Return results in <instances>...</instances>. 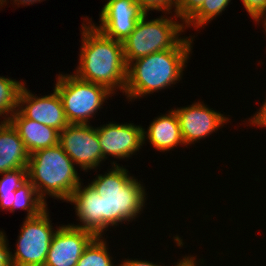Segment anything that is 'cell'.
<instances>
[{"label": "cell", "instance_id": "6da1fadb", "mask_svg": "<svg viewBox=\"0 0 266 266\" xmlns=\"http://www.w3.org/2000/svg\"><path fill=\"white\" fill-rule=\"evenodd\" d=\"M82 24V46L79 65L74 71L78 78L124 93L127 82V64L123 44L105 36L93 24Z\"/></svg>", "mask_w": 266, "mask_h": 266}, {"label": "cell", "instance_id": "7a4b0ae2", "mask_svg": "<svg viewBox=\"0 0 266 266\" xmlns=\"http://www.w3.org/2000/svg\"><path fill=\"white\" fill-rule=\"evenodd\" d=\"M140 182L113 161L108 173L97 175L90 183L101 197V237L109 226L132 221L143 211L146 189Z\"/></svg>", "mask_w": 266, "mask_h": 266}, {"label": "cell", "instance_id": "3957f363", "mask_svg": "<svg viewBox=\"0 0 266 266\" xmlns=\"http://www.w3.org/2000/svg\"><path fill=\"white\" fill-rule=\"evenodd\" d=\"M191 53V49H168L131 61L125 96L132 101L176 84L182 79Z\"/></svg>", "mask_w": 266, "mask_h": 266}, {"label": "cell", "instance_id": "277c9868", "mask_svg": "<svg viewBox=\"0 0 266 266\" xmlns=\"http://www.w3.org/2000/svg\"><path fill=\"white\" fill-rule=\"evenodd\" d=\"M27 178L45 202L47 195L67 202L81 183L74 162L59 143L30 154Z\"/></svg>", "mask_w": 266, "mask_h": 266}, {"label": "cell", "instance_id": "5b68a950", "mask_svg": "<svg viewBox=\"0 0 266 266\" xmlns=\"http://www.w3.org/2000/svg\"><path fill=\"white\" fill-rule=\"evenodd\" d=\"M145 13L137 22L134 30L122 42L126 64L152 53L168 49H191L193 38L179 37L185 23L174 21L176 18L160 16L148 20ZM148 20V21H146ZM180 33V34H179Z\"/></svg>", "mask_w": 266, "mask_h": 266}, {"label": "cell", "instance_id": "8992f818", "mask_svg": "<svg viewBox=\"0 0 266 266\" xmlns=\"http://www.w3.org/2000/svg\"><path fill=\"white\" fill-rule=\"evenodd\" d=\"M54 89L58 92L70 124H90L111 94L107 87L78 78L75 74H59ZM102 105V106H101Z\"/></svg>", "mask_w": 266, "mask_h": 266}, {"label": "cell", "instance_id": "52a82bcc", "mask_svg": "<svg viewBox=\"0 0 266 266\" xmlns=\"http://www.w3.org/2000/svg\"><path fill=\"white\" fill-rule=\"evenodd\" d=\"M48 208L32 218H25L21 226L16 252H9L12 266H44L53 238Z\"/></svg>", "mask_w": 266, "mask_h": 266}, {"label": "cell", "instance_id": "ba28073f", "mask_svg": "<svg viewBox=\"0 0 266 266\" xmlns=\"http://www.w3.org/2000/svg\"><path fill=\"white\" fill-rule=\"evenodd\" d=\"M58 143L81 170L96 169L105 160L97 129L89 124H69L59 132Z\"/></svg>", "mask_w": 266, "mask_h": 266}, {"label": "cell", "instance_id": "9c48e42d", "mask_svg": "<svg viewBox=\"0 0 266 266\" xmlns=\"http://www.w3.org/2000/svg\"><path fill=\"white\" fill-rule=\"evenodd\" d=\"M174 110L179 120L181 136L186 147L200 139L209 137L230 119L219 111L210 109L204 102H196L191 106L175 108Z\"/></svg>", "mask_w": 266, "mask_h": 266}, {"label": "cell", "instance_id": "30bf717a", "mask_svg": "<svg viewBox=\"0 0 266 266\" xmlns=\"http://www.w3.org/2000/svg\"><path fill=\"white\" fill-rule=\"evenodd\" d=\"M46 96H35L26 87L21 88L18 97V111L25 117L43 125L64 130L70 123L64 112L63 104L58 92Z\"/></svg>", "mask_w": 266, "mask_h": 266}, {"label": "cell", "instance_id": "8fae6325", "mask_svg": "<svg viewBox=\"0 0 266 266\" xmlns=\"http://www.w3.org/2000/svg\"><path fill=\"white\" fill-rule=\"evenodd\" d=\"M94 238L91 232L72 224L56 226L44 266H76Z\"/></svg>", "mask_w": 266, "mask_h": 266}, {"label": "cell", "instance_id": "7c38bea8", "mask_svg": "<svg viewBox=\"0 0 266 266\" xmlns=\"http://www.w3.org/2000/svg\"><path fill=\"white\" fill-rule=\"evenodd\" d=\"M100 148L104 159L108 156L124 159L129 158L143 147L142 126L134 123L109 124L96 127Z\"/></svg>", "mask_w": 266, "mask_h": 266}, {"label": "cell", "instance_id": "4fadbf2b", "mask_svg": "<svg viewBox=\"0 0 266 266\" xmlns=\"http://www.w3.org/2000/svg\"><path fill=\"white\" fill-rule=\"evenodd\" d=\"M144 14L135 0H108L100 13V25H93L105 36L123 42Z\"/></svg>", "mask_w": 266, "mask_h": 266}, {"label": "cell", "instance_id": "5bb4252c", "mask_svg": "<svg viewBox=\"0 0 266 266\" xmlns=\"http://www.w3.org/2000/svg\"><path fill=\"white\" fill-rule=\"evenodd\" d=\"M81 184L67 201L74 204L76 216L81 222V225L72 226L91 232L95 237H101V197L90 183L84 188Z\"/></svg>", "mask_w": 266, "mask_h": 266}, {"label": "cell", "instance_id": "9a60e30c", "mask_svg": "<svg viewBox=\"0 0 266 266\" xmlns=\"http://www.w3.org/2000/svg\"><path fill=\"white\" fill-rule=\"evenodd\" d=\"M30 154L10 121H0V174L27 169Z\"/></svg>", "mask_w": 266, "mask_h": 266}, {"label": "cell", "instance_id": "2e32d148", "mask_svg": "<svg viewBox=\"0 0 266 266\" xmlns=\"http://www.w3.org/2000/svg\"><path fill=\"white\" fill-rule=\"evenodd\" d=\"M9 121L18 131L29 154L58 144L59 132L56 129L25 118L18 110Z\"/></svg>", "mask_w": 266, "mask_h": 266}, {"label": "cell", "instance_id": "e0dca14e", "mask_svg": "<svg viewBox=\"0 0 266 266\" xmlns=\"http://www.w3.org/2000/svg\"><path fill=\"white\" fill-rule=\"evenodd\" d=\"M146 139L149 140L150 145L160 152L172 150L178 145H185L174 109H171L168 114L156 117L147 131L143 129V143Z\"/></svg>", "mask_w": 266, "mask_h": 266}, {"label": "cell", "instance_id": "ac0fdd59", "mask_svg": "<svg viewBox=\"0 0 266 266\" xmlns=\"http://www.w3.org/2000/svg\"><path fill=\"white\" fill-rule=\"evenodd\" d=\"M21 208L27 211L26 218L36 217L47 209L46 202L38 195L33 184L27 180L15 191V201L11 213Z\"/></svg>", "mask_w": 266, "mask_h": 266}, {"label": "cell", "instance_id": "d6986e66", "mask_svg": "<svg viewBox=\"0 0 266 266\" xmlns=\"http://www.w3.org/2000/svg\"><path fill=\"white\" fill-rule=\"evenodd\" d=\"M0 209L11 212L15 201V191L27 180V169H16L0 174Z\"/></svg>", "mask_w": 266, "mask_h": 266}, {"label": "cell", "instance_id": "ffe728a7", "mask_svg": "<svg viewBox=\"0 0 266 266\" xmlns=\"http://www.w3.org/2000/svg\"><path fill=\"white\" fill-rule=\"evenodd\" d=\"M24 84L26 83L0 76V116L4 118L3 121H9L17 111L19 93Z\"/></svg>", "mask_w": 266, "mask_h": 266}, {"label": "cell", "instance_id": "44dd1931", "mask_svg": "<svg viewBox=\"0 0 266 266\" xmlns=\"http://www.w3.org/2000/svg\"><path fill=\"white\" fill-rule=\"evenodd\" d=\"M108 251L104 237H95L84 249L76 266H116Z\"/></svg>", "mask_w": 266, "mask_h": 266}, {"label": "cell", "instance_id": "7402d4cb", "mask_svg": "<svg viewBox=\"0 0 266 266\" xmlns=\"http://www.w3.org/2000/svg\"><path fill=\"white\" fill-rule=\"evenodd\" d=\"M231 0H204L202 5L184 22L185 27H205L217 15L227 8Z\"/></svg>", "mask_w": 266, "mask_h": 266}, {"label": "cell", "instance_id": "603a6c76", "mask_svg": "<svg viewBox=\"0 0 266 266\" xmlns=\"http://www.w3.org/2000/svg\"><path fill=\"white\" fill-rule=\"evenodd\" d=\"M135 2L140 6V8L148 13L149 11L156 10L165 12V14L172 13L170 10L174 7V16H176V7L178 0H135Z\"/></svg>", "mask_w": 266, "mask_h": 266}, {"label": "cell", "instance_id": "cb8c5ba5", "mask_svg": "<svg viewBox=\"0 0 266 266\" xmlns=\"http://www.w3.org/2000/svg\"><path fill=\"white\" fill-rule=\"evenodd\" d=\"M244 8L253 21L259 23L266 20V0H241Z\"/></svg>", "mask_w": 266, "mask_h": 266}, {"label": "cell", "instance_id": "d4e9b609", "mask_svg": "<svg viewBox=\"0 0 266 266\" xmlns=\"http://www.w3.org/2000/svg\"><path fill=\"white\" fill-rule=\"evenodd\" d=\"M204 2V0H178L176 16L185 22ZM183 20V21H182Z\"/></svg>", "mask_w": 266, "mask_h": 266}, {"label": "cell", "instance_id": "484cf974", "mask_svg": "<svg viewBox=\"0 0 266 266\" xmlns=\"http://www.w3.org/2000/svg\"><path fill=\"white\" fill-rule=\"evenodd\" d=\"M7 237L0 231V266H12L10 261V249L8 248Z\"/></svg>", "mask_w": 266, "mask_h": 266}, {"label": "cell", "instance_id": "4316f807", "mask_svg": "<svg viewBox=\"0 0 266 266\" xmlns=\"http://www.w3.org/2000/svg\"><path fill=\"white\" fill-rule=\"evenodd\" d=\"M258 110L259 111L257 113H255L251 118H249L248 122L251 125L266 128V99L263 105Z\"/></svg>", "mask_w": 266, "mask_h": 266}, {"label": "cell", "instance_id": "83f0119b", "mask_svg": "<svg viewBox=\"0 0 266 266\" xmlns=\"http://www.w3.org/2000/svg\"><path fill=\"white\" fill-rule=\"evenodd\" d=\"M118 266H161V265H158V264H154L150 261H144V260H138V259H125L124 261L121 262V264L119 265L118 263Z\"/></svg>", "mask_w": 266, "mask_h": 266}, {"label": "cell", "instance_id": "f1b7e54d", "mask_svg": "<svg viewBox=\"0 0 266 266\" xmlns=\"http://www.w3.org/2000/svg\"><path fill=\"white\" fill-rule=\"evenodd\" d=\"M196 258L194 256H184L180 261L177 262V265L174 266H197Z\"/></svg>", "mask_w": 266, "mask_h": 266}, {"label": "cell", "instance_id": "f546056e", "mask_svg": "<svg viewBox=\"0 0 266 266\" xmlns=\"http://www.w3.org/2000/svg\"><path fill=\"white\" fill-rule=\"evenodd\" d=\"M6 3V0H0V8Z\"/></svg>", "mask_w": 266, "mask_h": 266}, {"label": "cell", "instance_id": "4dcf8cb0", "mask_svg": "<svg viewBox=\"0 0 266 266\" xmlns=\"http://www.w3.org/2000/svg\"><path fill=\"white\" fill-rule=\"evenodd\" d=\"M263 28H264V30H265V33H266V25H263Z\"/></svg>", "mask_w": 266, "mask_h": 266}]
</instances>
